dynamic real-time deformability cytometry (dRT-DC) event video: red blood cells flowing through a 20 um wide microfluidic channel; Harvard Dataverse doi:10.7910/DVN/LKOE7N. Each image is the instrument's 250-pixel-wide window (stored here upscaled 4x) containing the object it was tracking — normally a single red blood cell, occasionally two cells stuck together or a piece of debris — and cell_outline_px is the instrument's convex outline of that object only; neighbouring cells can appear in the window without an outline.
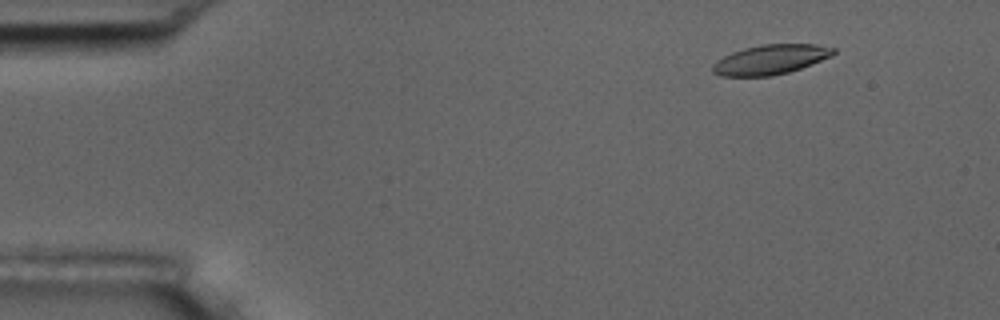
{"species": "common noctule bat (a hibernating species)", "species_latin": "Nyctalus noctula", "temperature_condition": "room temperature", "stored_images_in_passage": 55, "camera_frame_rate_fps": 3000, "um_per_image_px": 0.085, "animal": {"sex": "male", "body_mass_g": 17.5, "forearm_length_mm": 52.3}, "frame": {"image": 1, "passage_image": 7, "time_ms": 2.0, "image_size_px": [1000, 320], "cell_outline_px": [[836, 52], [832, 56], [812, 64], [788, 72], [772, 76], [720, 76], [712, 72], [712, 64], [716, 60], [732, 52], [744, 48], [760, 44], [816, 44], [836, 48]], "centroid_in_image_um": [65.49, 5.06], "position_along_channel_um": 19.5, "area_um2": 21.04}}
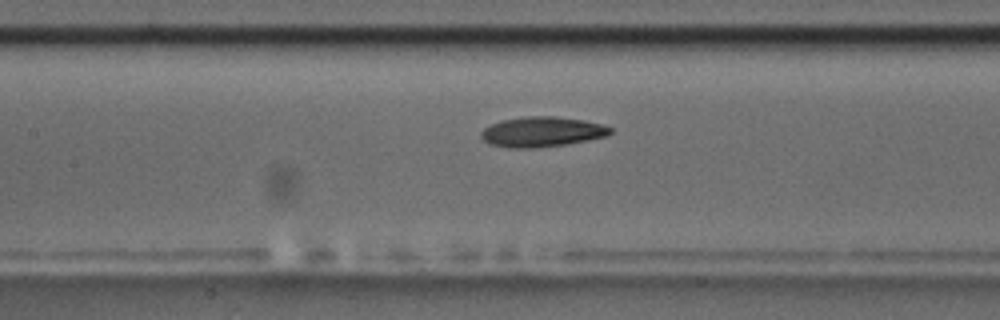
{"frame": {"image": 2, "passage_image": 26, "time_ms": 8.333, "image_size_px": [1000, 320], "cell_outline_px": [[612, 132], [608, 136], [568, 144], [536, 148], [512, 148], [488, 144], [480, 136], [480, 132], [484, 128], [492, 124], [504, 120], [524, 116], [556, 116], [584, 120], [600, 124], [612, 128]], "centroid_in_image_um": [46.07, 11.21], "position_along_channel_um": 161.3, "area_um2": 22.77}}
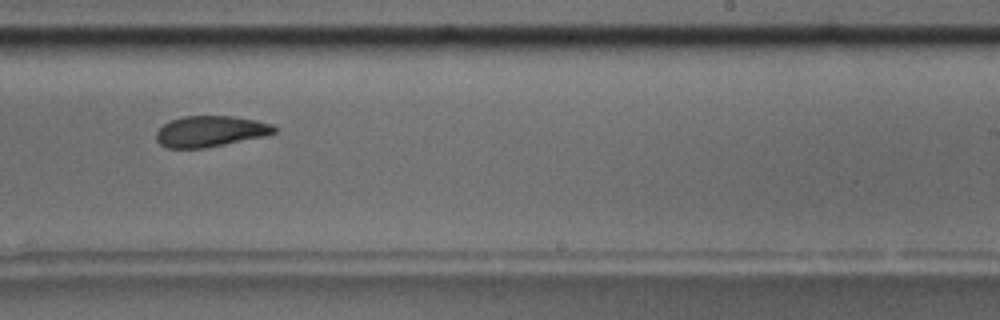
{"frame": {"image": 3, "passage_image": 35, "time_ms": 11.333, "image_size_px": [1000, 320], "cell_outline_px": [[276, 132], [264, 136], [204, 148], [168, 148], [160, 144], [156, 140], [156, 132], [168, 120], [184, 116], [232, 116], [256, 120], [272, 124], [276, 128]], "centroid_in_image_um": [17.85, 11.15], "position_along_channel_um": 271.1, "area_um2": 21.21}, "authors_computed_cell_mechanics": {"area_um2": 22.3108, "velocity_mm_per_s": 3.6816, "shape_relaxation_time_tau1_ms": 5.0536, "shape_relaxation_time_tau2_ms": 3.3728, "deformation_change_tau1": 0.1675, "deformation_change_tau2": 0.1041}}